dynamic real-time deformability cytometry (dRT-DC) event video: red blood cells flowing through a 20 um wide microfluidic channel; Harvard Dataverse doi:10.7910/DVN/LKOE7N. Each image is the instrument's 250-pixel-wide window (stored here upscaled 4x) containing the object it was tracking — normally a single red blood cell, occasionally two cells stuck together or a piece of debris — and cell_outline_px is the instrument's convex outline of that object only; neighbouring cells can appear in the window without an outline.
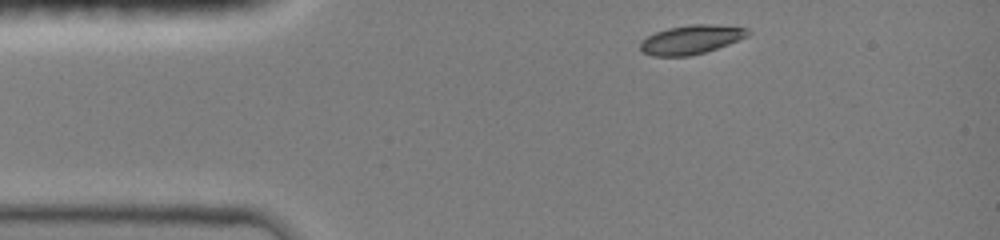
{"species": "common noctule bat (a hibernating species)", "species_latin": "Nyctalus noctula", "temperature_condition": "room temperature", "stored_images_in_passage": 8, "camera_frame_rate_fps": 3000, "um_per_image_px": 0.085, "animal": {"sex": "female", "body_mass_g": 19.0, "forearm_length_mm": 51.5}, "frame": {"image": 1, "passage_image": 1, "time_ms": 0.0, "image_size_px": [1000, 240], "cell_outline_px": [[752, 32], [748, 36], [728, 44], [704, 52], [688, 56], [652, 56], [644, 52], [640, 48], [640, 40], [656, 32], [668, 28], [692, 24], [708, 24], [748, 28]], "centroid_in_image_um": [58.74, 3.36], "position_along_channel_um": 26.3, "area_um2": 18.03}}
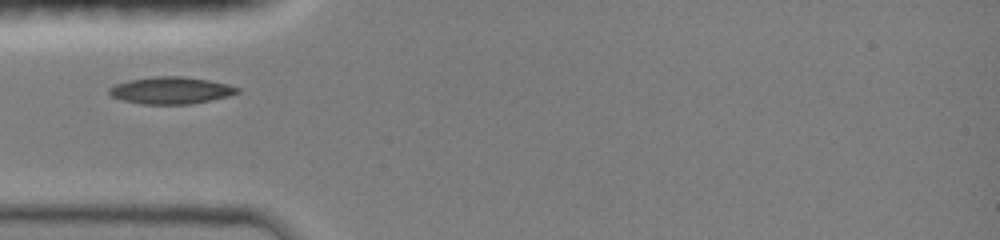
{"frame": {"image": 2, "passage_image": 5, "time_ms": 1.333, "image_size_px": [1000, 240], "cell_outline_px": [[240, 92], [228, 96], [188, 104], [140, 104], [120, 100], [112, 96], [108, 92], [108, 88], [116, 84], [128, 80], [152, 76], [184, 76], [208, 80], [228, 84], [240, 88]], "centroid_in_image_um": [14.49, 7.67], "position_along_channel_um": 70.5, "area_um2": 20.23}}
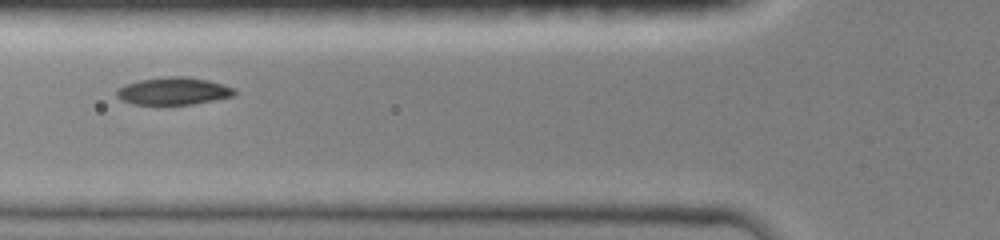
{"frame": {"image": 3, "passage_image": 7, "time_ms": 2.0, "image_size_px": [1000, 240], "cell_outline_px": [[236, 96], [192, 104], [132, 104], [120, 100], [116, 96], [116, 88], [124, 84], [140, 80], [168, 76], [188, 76], [208, 80], [232, 88], [236, 92]], "centroid_in_image_um": [14.7, 7.74], "position_along_channel_um": 111.1, "area_um2": 18.9}}